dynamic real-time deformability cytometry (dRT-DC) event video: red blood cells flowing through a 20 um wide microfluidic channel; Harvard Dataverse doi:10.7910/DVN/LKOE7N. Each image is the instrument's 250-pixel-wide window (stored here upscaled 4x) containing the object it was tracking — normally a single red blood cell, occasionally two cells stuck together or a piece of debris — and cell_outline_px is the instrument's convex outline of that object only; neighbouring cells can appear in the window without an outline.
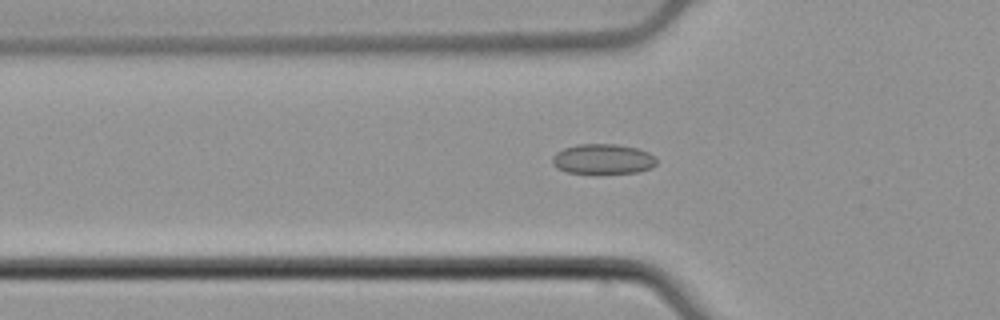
{"species": "common noctule bat (a hibernating species)", "species_latin": "Nyctalus noctula", "temperature_condition": "cold", "stored_images_in_passage": 52, "camera_frame_rate_fps": 3000, "um_per_image_px": 0.085, "animal": {"sex": "male", "body_mass_g": 21.5, "forearm_length_mm": 52.0}, "frame": {"image": 1, "passage_image": 17, "time_ms": 5.333, "image_size_px": [1000, 320], "cell_outline_px": [[656, 164], [652, 168], [636, 172], [596, 176], [568, 172], [556, 168], [552, 164], [552, 156], [556, 152], [564, 148], [576, 144], [616, 144], [636, 148], [648, 152], [656, 156]], "centroid_in_image_um": [51.23, 13.56], "position_along_channel_um": 74.6, "area_um2": 19.07}}
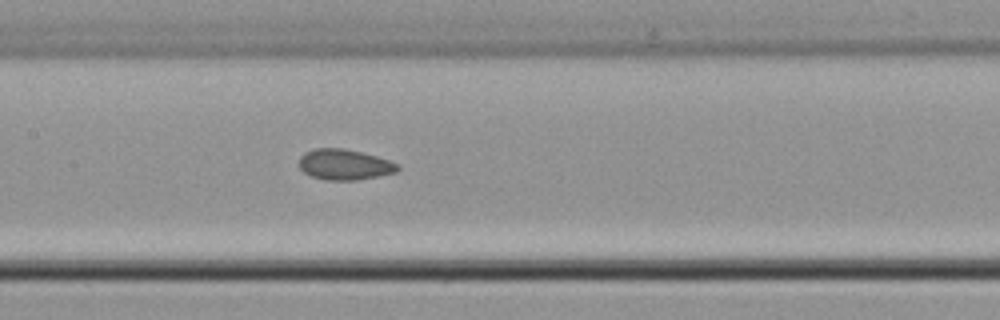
{"frame": {"image": 2, "passage_image": 25, "time_ms": 8.0, "image_size_px": [1000, 320], "cell_outline_px": [[400, 168], [396, 172], [356, 180], [328, 180], [312, 176], [304, 172], [300, 168], [300, 156], [304, 152], [316, 148], [344, 148], [376, 156], [388, 160], [396, 164]], "centroid_in_image_um": [29.25, 13.98], "position_along_channel_um": 178.1, "area_um2": 17.34}}
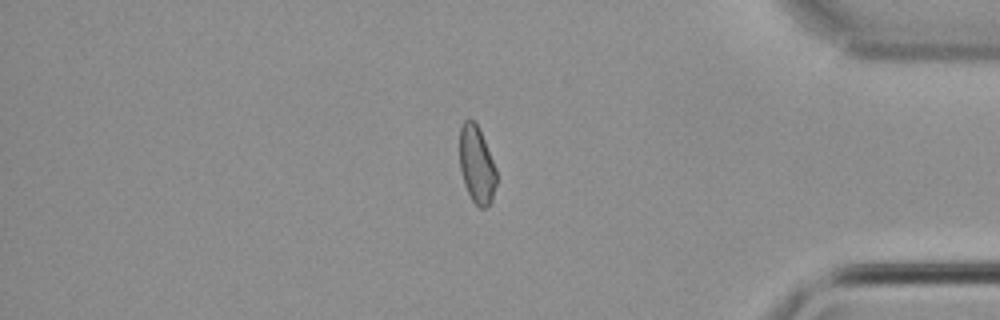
{"frame": {"image": 3, "passage_image": 44, "time_ms": 14.333, "image_size_px": [1000, 320], "cell_outline_px": [[496, 184], [492, 200], [484, 208], [480, 208], [472, 200], [464, 184], [460, 168], [460, 128], [464, 120], [472, 120], [480, 128], [496, 168]], "centroid_in_image_um": [40.52, 13.99], "position_along_channel_um": 394.7, "area_um2": 16.53}, "authors_computed_cell_mechanics": {"area_um2": 17.629, "velocity_mm_per_s": 3.8824, "shape_relaxation_time_tau1_ms": null, "shape_relaxation_time_tau2_ms": 1.8675, "deformation_change_tau1": null, "deformation_change_tau2": 0.0654}}